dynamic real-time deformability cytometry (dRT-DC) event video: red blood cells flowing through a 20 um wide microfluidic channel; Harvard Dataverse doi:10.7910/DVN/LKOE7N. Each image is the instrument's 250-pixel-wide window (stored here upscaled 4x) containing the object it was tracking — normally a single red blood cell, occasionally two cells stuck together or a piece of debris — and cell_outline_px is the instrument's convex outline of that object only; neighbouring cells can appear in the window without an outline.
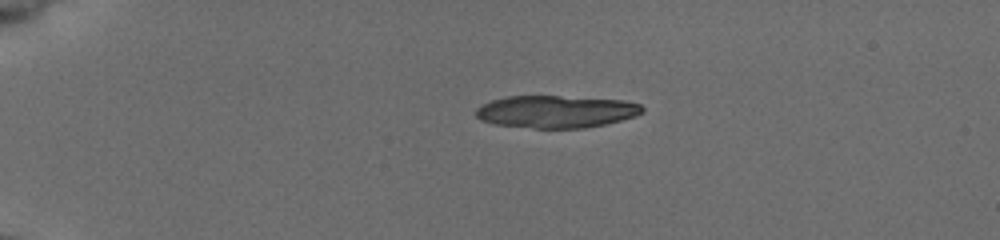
{"species": "common noctule bat (a hibernating species)", "species_latin": "Nyctalus noctula", "temperature_condition": "cold", "stored_images_in_passage": 42, "camera_frame_rate_fps": 3000, "um_per_image_px": 0.085, "animal": {"sex": "female", "body_mass_g": 19.5, "forearm_length_mm": 54.1}, "frame": {"image": 1, "passage_image": 1, "time_ms": 0.0, "image_size_px": [1000, 240], "cell_outline_px": [[644, 112], [636, 116], [604, 124], [584, 128], [536, 128], [492, 124], [480, 120], [476, 116], [476, 108], [492, 100], [504, 96], [560, 96], [624, 100], [640, 104], [644, 108]], "centroid_in_image_um": [47.26, 9.48], "position_along_channel_um": 37.7, "area_um2": 31.44}}
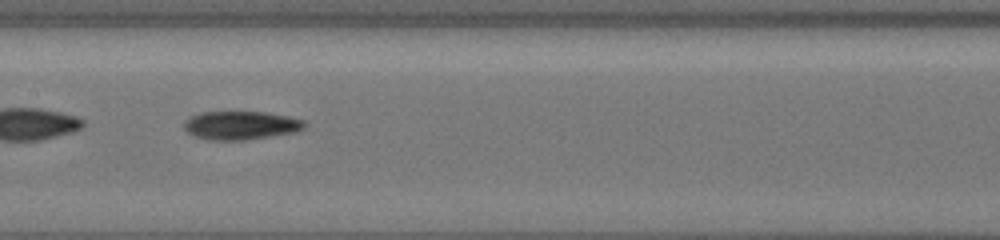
{"frame": {"image": 2, "passage_image": 18, "time_ms": 5.667, "image_size_px": [1000, 240], "cell_outline_px": [[308, 124], [304, 128], [296, 132], [248, 140], [208, 140], [196, 136], [188, 132], [184, 128], [184, 120], [188, 116], [200, 112], [268, 112], [288, 116], [304, 120]], "centroid_in_image_um": [20.48, 10.65], "position_along_channel_um": 186.9, "area_um2": 20.29}}
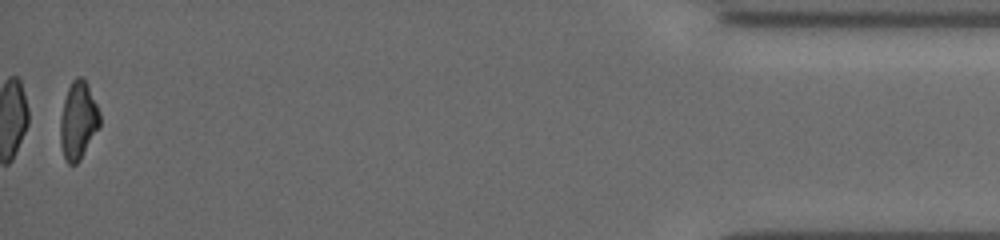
{"frame": {"image": 3, "passage_image": 42, "time_ms": 13.667, "image_size_px": [1000, 240], "cell_outline_px": [[100, 128], [80, 160], [76, 164], [68, 164], [64, 156], [60, 144], [60, 120], [64, 100], [68, 88], [72, 80], [76, 76], [80, 76], [84, 80], [100, 112]], "centroid_in_image_um": [6.65, 10.28], "position_along_channel_um": 428.6, "area_um2": 17.8}, "authors_computed_cell_mechanics": {"area_um2": 20.23, "velocity_mm_per_s": 3.9251, "shape_relaxation_time_tau1_ms": 4.6097, "shape_relaxation_time_tau2_ms": 11.2823, "deformation_change_tau1": 0.1408, "deformation_change_tau2": 0.2111}}